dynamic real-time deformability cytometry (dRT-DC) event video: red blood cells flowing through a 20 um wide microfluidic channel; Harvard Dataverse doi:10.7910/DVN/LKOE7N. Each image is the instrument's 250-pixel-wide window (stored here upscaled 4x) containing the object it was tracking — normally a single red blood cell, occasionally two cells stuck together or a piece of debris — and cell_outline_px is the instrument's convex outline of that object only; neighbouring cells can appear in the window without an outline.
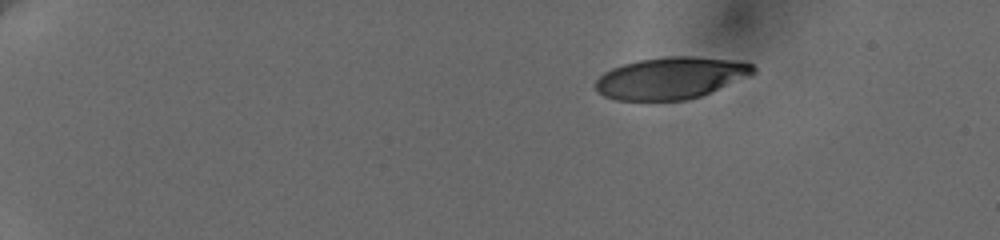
{"species": "human", "species_latin": "Homo sapiens", "temperature_condition": "cold", "stored_images_in_passage": 22, "camera_frame_rate_fps": 3000, "um_per_image_px": 0.085, "donor": {"sex": "female"}, "frame": {"image": 1, "passage_image": 1, "time_ms": 0.0, "image_size_px": [1000, 240], "cell_outline_px": [[756, 72], [748, 76], [700, 96], [688, 100], [616, 100], [604, 96], [596, 88], [596, 80], [604, 72], [612, 68], [624, 64], [640, 60], [668, 56], [692, 56], [732, 60], [752, 64], [756, 68]], "centroid_in_image_um": [57.01, 6.63], "position_along_channel_um": 28.0, "area_um2": 38.03}}
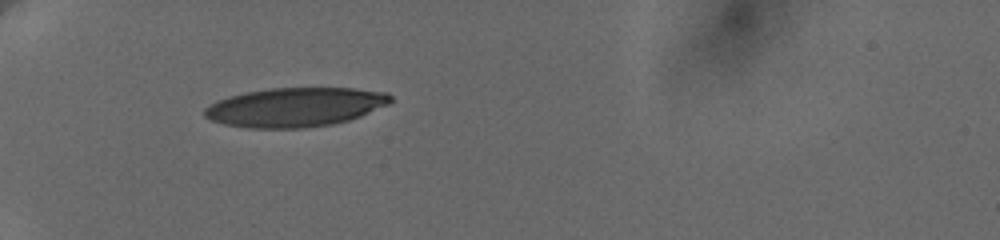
{"frame": {"image": 2, "passage_image": 21, "time_ms": 3.667, "image_size_px": [1000, 240], "cell_outline_px": [[392, 100], [388, 104], [360, 116], [348, 120], [332, 124], [300, 128], [248, 128], [224, 124], [212, 120], [204, 116], [204, 108], [216, 100], [228, 96], [244, 92], [268, 88], [352, 88], [388, 92], [392, 96]], "centroid_in_image_um": [25.07, 9.1], "position_along_channel_um": 59.9, "area_um2": 42.48}}